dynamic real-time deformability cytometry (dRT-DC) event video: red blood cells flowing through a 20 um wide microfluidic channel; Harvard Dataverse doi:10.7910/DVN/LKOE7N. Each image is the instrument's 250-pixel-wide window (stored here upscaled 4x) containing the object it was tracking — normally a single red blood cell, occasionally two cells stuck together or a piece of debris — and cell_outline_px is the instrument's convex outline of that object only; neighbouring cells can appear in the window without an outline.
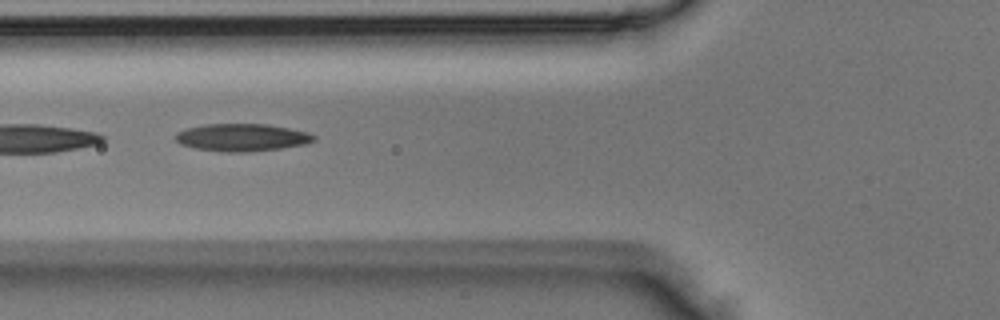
{"species": "Egyptian fruit bat (a non-hibernating species)", "species_latin": "Rousettus aegyptiacus", "temperature_condition": "room temperature", "stored_images_in_passage": 3, "camera_frame_rate_fps": 3000, "um_per_image_px": 0.085, "animal": {"sex": "male"}, "frame": {"image": 1, "passage_image": 2, "time_ms": 0.333, "image_size_px": [1000, 320], "cell_outline_px": [[316, 140], [304, 144], [280, 148], [248, 152], [220, 152], [196, 148], [180, 144], [176, 140], [176, 132], [188, 128], [204, 124], [268, 124], [308, 132], [316, 136]], "centroid_in_image_um": [20.57, 11.68], "position_along_channel_um": 105.2, "area_um2": 22.14}}
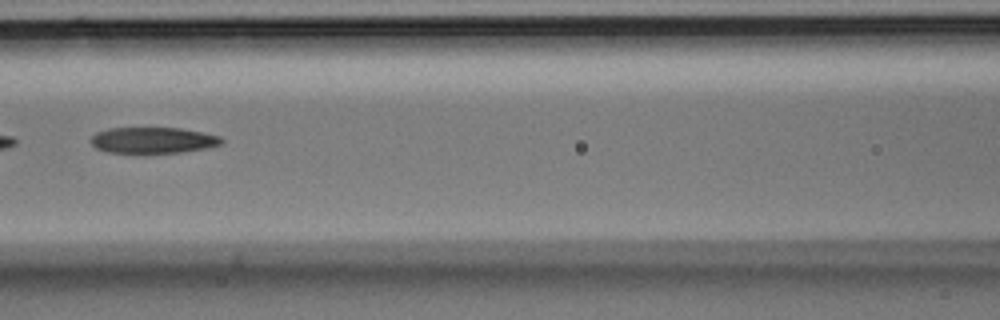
{"frame": {"image": 2, "passage_image": 3, "time_ms": 0.667, "image_size_px": [1000, 320], "cell_outline_px": [[224, 140], [220, 144], [208, 148], [180, 152], [108, 152], [96, 148], [88, 140], [96, 132], [108, 128], [180, 128], [220, 136]], "centroid_in_image_um": [12.98, 11.91], "position_along_channel_um": 153.6, "area_um2": 19.65}}